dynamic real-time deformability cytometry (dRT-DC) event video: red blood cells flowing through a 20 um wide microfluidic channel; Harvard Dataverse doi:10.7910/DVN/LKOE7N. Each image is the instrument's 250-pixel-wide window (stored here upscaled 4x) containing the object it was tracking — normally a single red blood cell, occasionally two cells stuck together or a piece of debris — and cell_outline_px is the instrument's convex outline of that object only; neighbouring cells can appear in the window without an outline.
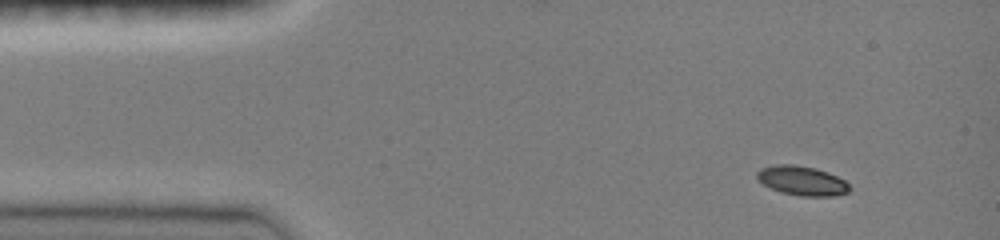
{"species": "common noctule bat (a hibernating species)", "species_latin": "Nyctalus noctula", "temperature_condition": "room temperature", "stored_images_in_passage": 41, "camera_frame_rate_fps": 3000, "um_per_image_px": 0.085, "animal": {"sex": "female", "body_mass_g": 19.0, "forearm_length_mm": 51.5}, "frame": {"image": 1, "passage_image": 1, "time_ms": 0.0, "image_size_px": [1000, 240], "cell_outline_px": [[848, 192], [836, 196], [800, 196], [780, 192], [764, 184], [756, 176], [756, 172], [760, 168], [776, 164], [792, 164], [816, 168], [828, 172], [844, 180], [848, 184]], "centroid_in_image_um": [68.16, 15.35], "position_along_channel_um": 16.8, "area_um2": 15.78}}
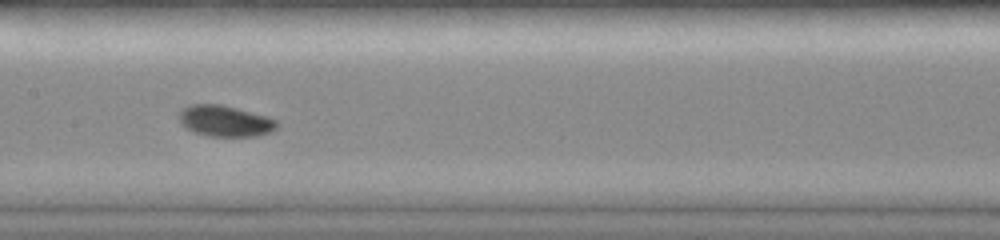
{"frame": {"image": 2, "passage_image": 21, "time_ms": 6.333, "image_size_px": [1000, 240], "cell_outline_px": [[280, 124], [272, 132], [256, 136], [208, 136], [196, 132], [180, 124], [176, 116], [184, 108], [192, 104], [220, 104], [268, 116], [276, 120]], "centroid_in_image_um": [19.14, 10.28], "position_along_channel_um": 188.3, "area_um2": 17.8}}
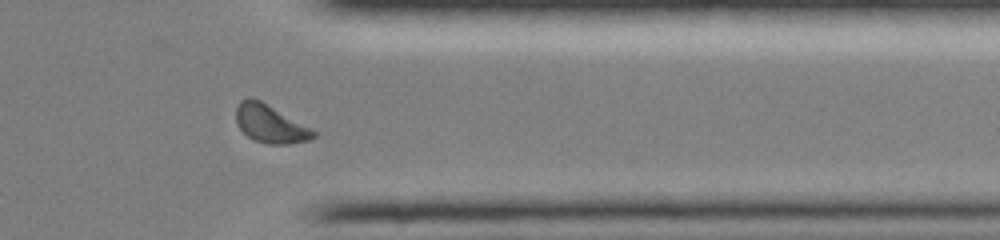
{"frame": {"image": 3, "passage_image": 34, "time_ms": 11.333, "image_size_px": [1000, 240], "cell_outline_px": [[316, 136], [308, 140], [288, 144], [264, 144], [252, 140], [236, 124], [236, 108], [240, 100], [248, 96], [252, 96], [260, 100], [316, 132]], "centroid_in_image_um": [22.9, 10.52], "position_along_channel_um": 388.5, "area_um2": 16.99}, "authors_computed_cell_mechanics": {"area_um2": 16.9354, "velocity_mm_per_s": 3.9922, "shape_relaxation_time_tau1_ms": 3.542, "shape_relaxation_time_tau2_ms": null, "deformation_change_tau1": 0.0957, "deformation_change_tau2": null}}